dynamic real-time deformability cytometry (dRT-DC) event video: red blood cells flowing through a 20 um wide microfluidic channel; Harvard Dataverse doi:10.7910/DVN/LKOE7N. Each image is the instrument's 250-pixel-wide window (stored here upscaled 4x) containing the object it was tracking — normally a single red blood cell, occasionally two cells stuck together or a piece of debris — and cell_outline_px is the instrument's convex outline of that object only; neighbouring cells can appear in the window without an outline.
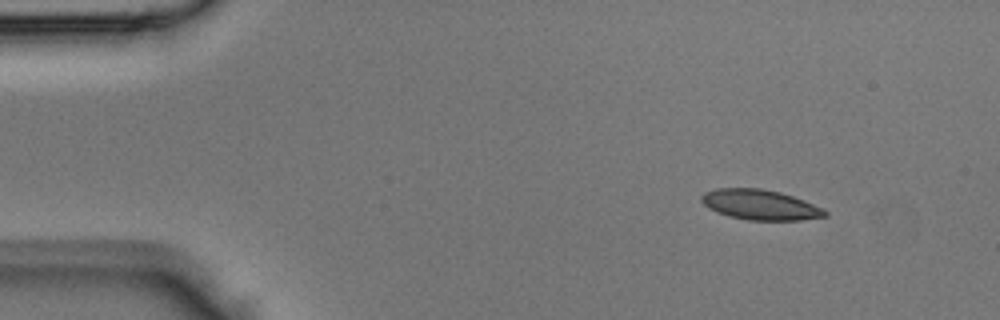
{"species": "Egyptian fruit bat (a non-hibernating species)", "species_latin": "Rousettus aegyptiacus", "temperature_condition": "room temperature", "stored_images_in_passage": 41, "camera_frame_rate_fps": 3000, "um_per_image_px": 0.085, "animal": {"sex": "male"}, "frame": {"image": 1, "passage_image": 1, "time_ms": 0.0, "image_size_px": [1000, 320], "cell_outline_px": [[828, 216], [800, 220], [748, 220], [728, 216], [716, 212], [708, 208], [700, 200], [700, 196], [704, 192], [716, 188], [760, 188], [780, 192], [804, 200], [824, 208], [828, 212]], "centroid_in_image_um": [64.61, 17.4], "position_along_channel_um": 20.4, "area_um2": 21.91}}
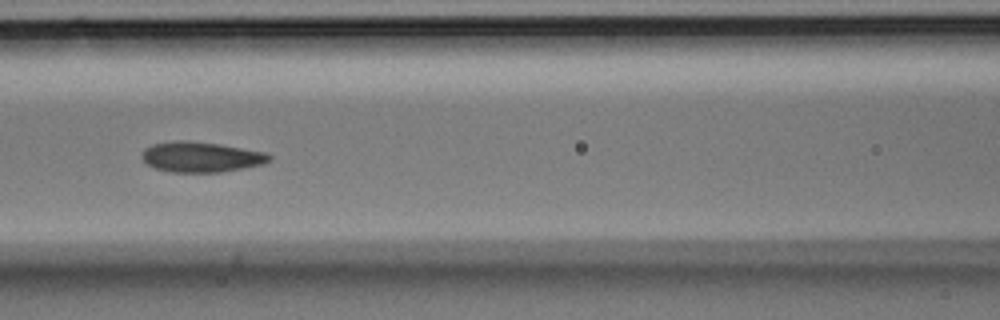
{"frame": {"image": 2, "passage_image": 15, "time_ms": 4.667, "image_size_px": [1000, 320], "cell_outline_px": [[272, 160], [264, 164], [220, 172], [172, 172], [156, 168], [148, 164], [140, 156], [144, 148], [152, 144], [176, 140], [188, 140], [220, 144], [264, 152], [272, 156]], "centroid_in_image_um": [17.08, 13.33], "position_along_channel_um": 149.5, "area_um2": 22.54}}
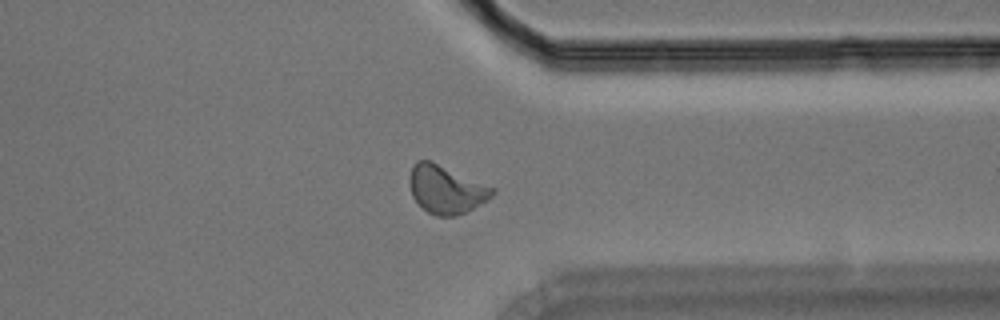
{"frame": {"image": 3, "passage_image": 30, "time_ms": 9.667, "image_size_px": [1000, 320], "cell_outline_px": [[496, 192], [488, 200], [456, 216], [436, 216], [428, 212], [412, 196], [408, 180], [408, 176], [412, 164], [416, 160], [432, 160], [496, 188]], "centroid_in_image_um": [37.9, 16.06], "position_along_channel_um": 373.5, "area_um2": 23.47}}